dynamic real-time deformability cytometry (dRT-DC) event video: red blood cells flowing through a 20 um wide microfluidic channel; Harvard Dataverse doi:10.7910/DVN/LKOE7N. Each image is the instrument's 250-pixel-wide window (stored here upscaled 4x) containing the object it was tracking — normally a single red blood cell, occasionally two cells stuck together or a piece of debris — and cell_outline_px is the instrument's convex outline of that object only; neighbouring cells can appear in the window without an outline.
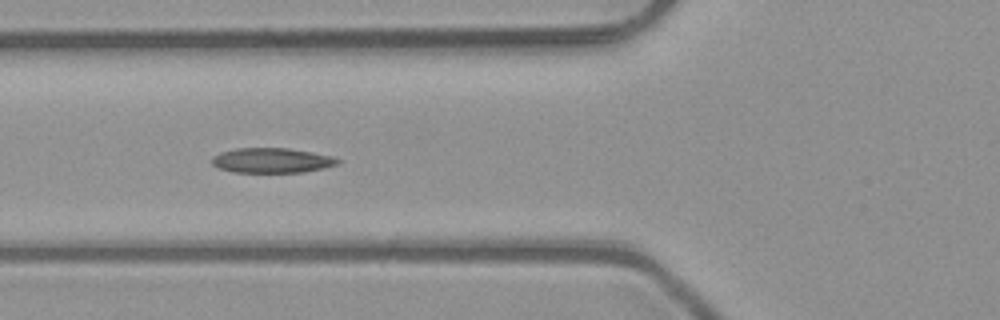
{"species": "common noctule bat (a hibernating species)", "species_latin": "Nyctalus noctula", "temperature_condition": "room temperature", "stored_images_in_passage": 7, "camera_frame_rate_fps": 3000, "um_per_image_px": 0.085, "animal": {"sex": "male", "body_mass_g": 23.1, "forearm_length_mm": 52.7}, "frame": {"image": 1, "passage_image": 5, "time_ms": 1.333, "image_size_px": [1000, 320], "cell_outline_px": [[340, 164], [324, 168], [304, 172], [232, 172], [220, 168], [212, 164], [212, 156], [220, 152], [236, 148], [288, 148], [312, 152], [332, 156], [340, 160]], "centroid_in_image_um": [23.12, 13.63], "position_along_channel_um": 102.7, "area_um2": 18.32}}
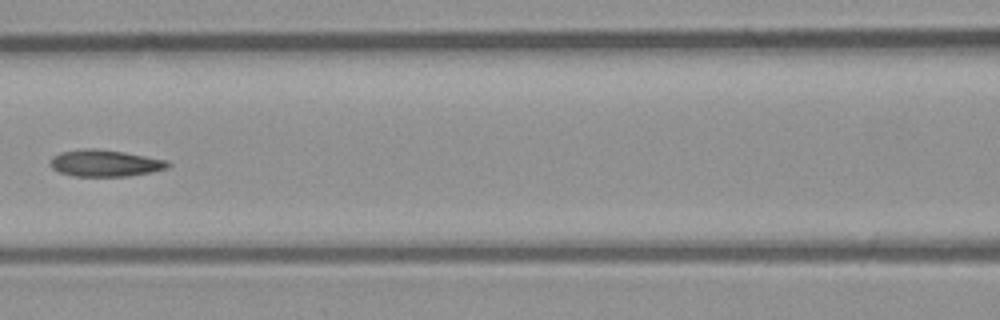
{"frame": {"image": 2, "passage_image": 6, "time_ms": 1.667, "image_size_px": [1000, 320], "cell_outline_px": [[172, 164], [168, 168], [152, 172], [128, 176], [72, 176], [60, 172], [52, 168], [48, 164], [52, 156], [60, 152], [84, 148], [96, 148], [124, 152], [168, 160]], "centroid_in_image_um": [8.92, 13.86], "position_along_channel_um": 157.7, "area_um2": 18.55}}
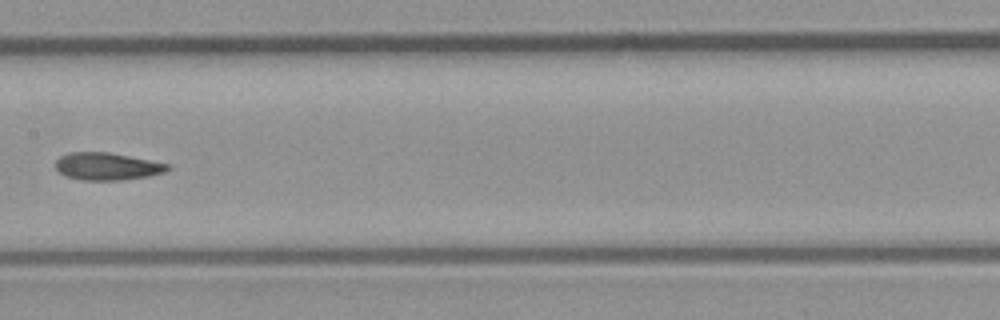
{"frame": {"image": 3, "passage_image": 7, "time_ms": 2.0, "image_size_px": [1000, 320], "cell_outline_px": [[172, 168], [164, 172], [148, 176], [124, 180], [80, 180], [68, 176], [60, 172], [56, 168], [56, 160], [60, 156], [68, 152], [108, 152], [172, 164]], "centroid_in_image_um": [9.15, 14.14], "position_along_channel_um": 198.3, "area_um2": 17.98}}